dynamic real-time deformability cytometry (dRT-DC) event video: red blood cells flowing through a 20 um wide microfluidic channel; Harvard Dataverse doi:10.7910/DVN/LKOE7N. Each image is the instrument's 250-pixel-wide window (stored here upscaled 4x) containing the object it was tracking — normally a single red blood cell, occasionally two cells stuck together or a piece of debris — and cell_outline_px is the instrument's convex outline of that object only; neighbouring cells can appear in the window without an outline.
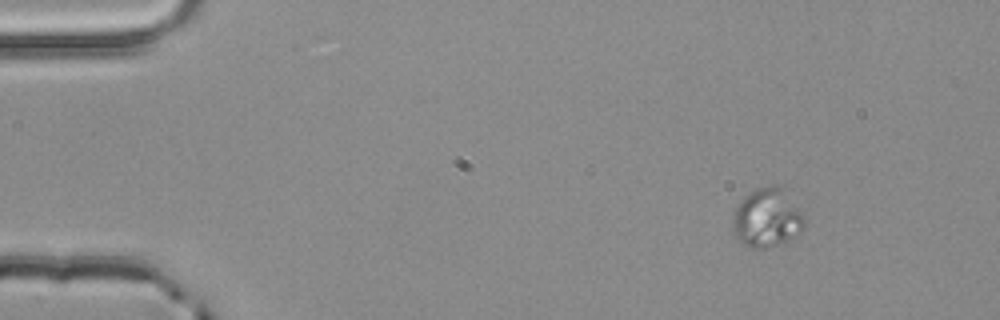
{"species": "common noctule bat (a hibernating species)", "species_latin": "Nyctalus noctula", "temperature_condition": "room temperature", "stored_images_in_passage": 2, "camera_frame_rate_fps": 3000, "um_per_image_px": 0.085, "animal": {"sex": "male", "body_mass_g": 20.4}, "frame": {"image": 1, "passage_image": 1, "time_ms": 0.0, "image_size_px": [1000, 320], "cell_outline_px": [[804, 228], [800, 232], [784, 244], [764, 248], [752, 248], [744, 244], [732, 232], [732, 216], [736, 208], [744, 196], [748, 192], [756, 188], [768, 184], [776, 184], [784, 188], [804, 216]], "centroid_in_image_um": [65.19, 18.5], "position_along_channel_um": 19.8, "area_um2": 24.97}}